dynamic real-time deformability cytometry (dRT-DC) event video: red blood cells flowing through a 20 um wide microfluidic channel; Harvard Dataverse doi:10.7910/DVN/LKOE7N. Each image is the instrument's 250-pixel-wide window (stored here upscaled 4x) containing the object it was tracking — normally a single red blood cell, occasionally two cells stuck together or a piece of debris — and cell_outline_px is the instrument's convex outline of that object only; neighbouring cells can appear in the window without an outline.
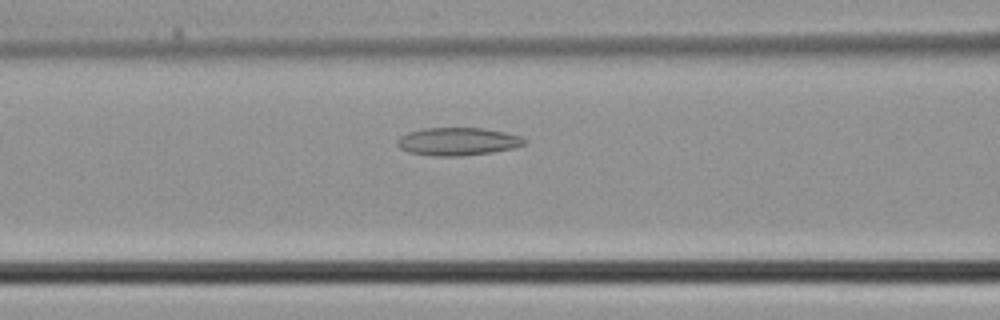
{"species": "common noctule bat (a hibernating species)", "species_latin": "Nyctalus noctula", "temperature_condition": "cold", "stored_images_in_passage": 4, "camera_frame_rate_fps": 3000, "um_per_image_px": 0.085, "animal": {"sex": "male", "body_mass_g": 21.5, "forearm_length_mm": 52.0}, "frame": {"image": 1, "passage_image": 4, "time_ms": 1.0, "image_size_px": [1000, 320], "cell_outline_px": [[528, 144], [512, 148], [492, 152], [460, 156], [432, 156], [408, 152], [400, 148], [396, 144], [396, 140], [400, 136], [408, 132], [424, 128], [484, 128], [504, 132], [520, 136], [528, 140]], "centroid_in_image_um": [38.91, 12.03], "position_along_channel_um": 127.7, "area_um2": 20.81}}